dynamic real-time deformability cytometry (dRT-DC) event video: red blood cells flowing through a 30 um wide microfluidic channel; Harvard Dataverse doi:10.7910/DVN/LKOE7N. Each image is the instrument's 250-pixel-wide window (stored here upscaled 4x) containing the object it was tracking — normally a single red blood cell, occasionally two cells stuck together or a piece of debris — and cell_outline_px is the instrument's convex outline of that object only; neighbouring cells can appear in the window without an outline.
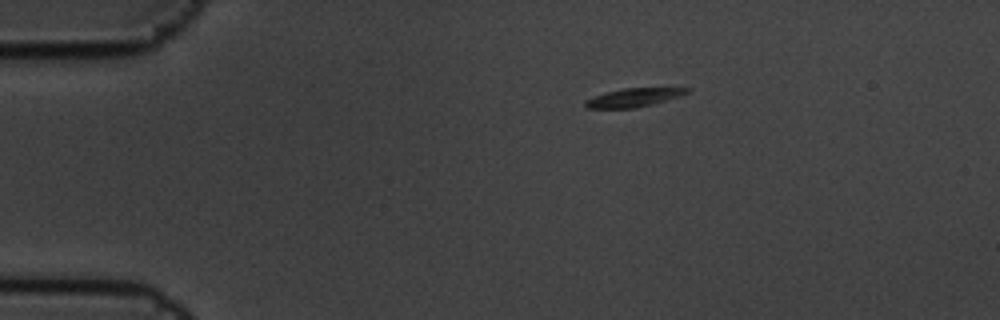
{"species": "common noctule bat (a hibernating species)", "species_latin": "Nyctalus noctula", "temperature_condition": "cold", "stored_images_in_passage": 2, "camera_frame_rate_fps": 3000, "um_per_image_px": 0.085, "animal": {"sex": "male", "body_mass_g": 19.5, "forearm_length_mm": 54.6}, "frame": {"image": 1, "passage_image": 1, "time_ms": 0.0, "image_size_px": [1000, 320], "cell_outline_px": [[692, 88], [688, 92], [680, 96], [652, 104], [636, 108], [588, 108], [584, 104], [584, 100], [608, 92], [624, 88]], "centroid_in_image_um": [53.87, 8.29], "position_along_channel_um": 31.1, "area_um2": 10.75}}